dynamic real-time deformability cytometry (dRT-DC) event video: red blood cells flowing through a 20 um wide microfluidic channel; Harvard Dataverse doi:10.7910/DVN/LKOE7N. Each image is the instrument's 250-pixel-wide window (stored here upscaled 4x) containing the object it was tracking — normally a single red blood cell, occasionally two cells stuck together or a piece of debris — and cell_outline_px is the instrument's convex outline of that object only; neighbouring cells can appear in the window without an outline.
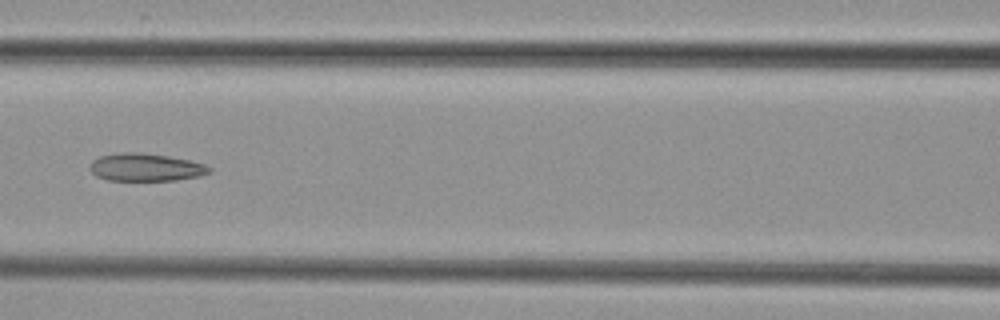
{"species": "common noctule bat (a hibernating species)", "species_latin": "Nyctalus noctula", "temperature_condition": "cold", "stored_images_in_passage": 6, "camera_frame_rate_fps": 3000, "um_per_image_px": 0.085, "animal": {"sex": "female", "body_mass_g": 29.2, "forearm_length_mm": 56.3}, "frame": {"image": 1, "passage_image": 6, "time_ms": 5.667, "image_size_px": [1000, 320], "cell_outline_px": [[212, 172], [200, 176], [176, 180], [108, 180], [96, 176], [88, 168], [88, 164], [92, 160], [100, 156], [124, 152], [140, 152], [168, 156], [188, 160], [204, 164], [212, 168]], "centroid_in_image_um": [12.37, 14.22], "position_along_channel_um": 154.2, "area_um2": 19.36}}